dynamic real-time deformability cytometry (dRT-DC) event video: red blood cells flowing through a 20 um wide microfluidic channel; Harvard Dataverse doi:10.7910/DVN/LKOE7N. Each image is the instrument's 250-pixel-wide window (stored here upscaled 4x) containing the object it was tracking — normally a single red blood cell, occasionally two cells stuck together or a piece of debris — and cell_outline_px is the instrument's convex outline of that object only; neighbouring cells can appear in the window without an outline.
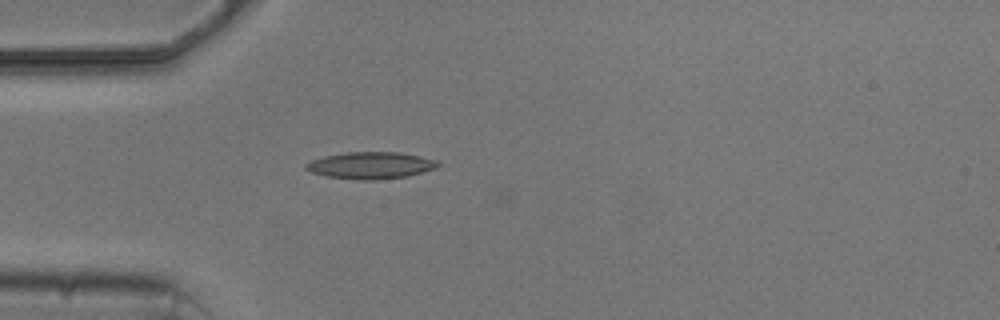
{"species": "common noctule bat (a hibernating species)", "species_latin": "Nyctalus noctula", "temperature_condition": "cold", "stored_images_in_passage": 5, "camera_frame_rate_fps": 3000, "um_per_image_px": 0.085, "animal": {"sex": "male", "body_mass_g": 20.5, "forearm_length_mm": 52.5}, "frame": {"image": 1, "passage_image": 5, "time_ms": 4.667, "image_size_px": [1000, 320], "cell_outline_px": [[440, 164], [436, 168], [408, 176], [376, 180], [360, 180], [328, 176], [312, 172], [304, 168], [304, 164], [312, 160], [324, 156], [348, 152], [396, 152], [420, 156], [436, 160]], "centroid_in_image_um": [31.51, 14.06], "position_along_channel_um": 53.5, "area_um2": 20.52}}